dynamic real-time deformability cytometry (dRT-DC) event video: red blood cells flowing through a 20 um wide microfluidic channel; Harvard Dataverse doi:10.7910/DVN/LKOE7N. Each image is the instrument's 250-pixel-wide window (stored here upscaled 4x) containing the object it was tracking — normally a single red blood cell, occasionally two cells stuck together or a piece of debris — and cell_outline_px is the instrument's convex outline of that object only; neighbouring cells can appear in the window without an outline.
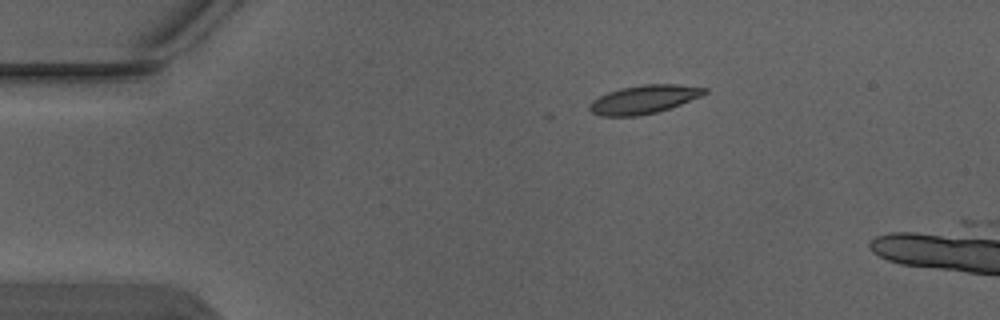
{"species": "Egyptian fruit bat (a non-hibernating species)", "species_latin": "Rousettus aegyptiacus", "temperature_condition": "warm", "stored_images_in_passage": 3, "camera_frame_rate_fps": 3000, "um_per_image_px": 0.085, "animal": {"sex": "male"}, "frame": {"image": 1, "passage_image": 1, "time_ms": 0.0, "image_size_px": [1000, 320], "cell_outline_px": [[708, 92], [700, 96], [680, 104], [656, 112], [636, 116], [600, 116], [592, 112], [588, 108], [588, 104], [592, 100], [608, 92], [620, 88], [644, 84], [680, 84], [708, 88]], "centroid_in_image_um": [54.71, 8.44], "position_along_channel_um": 30.3, "area_um2": 19.02}}